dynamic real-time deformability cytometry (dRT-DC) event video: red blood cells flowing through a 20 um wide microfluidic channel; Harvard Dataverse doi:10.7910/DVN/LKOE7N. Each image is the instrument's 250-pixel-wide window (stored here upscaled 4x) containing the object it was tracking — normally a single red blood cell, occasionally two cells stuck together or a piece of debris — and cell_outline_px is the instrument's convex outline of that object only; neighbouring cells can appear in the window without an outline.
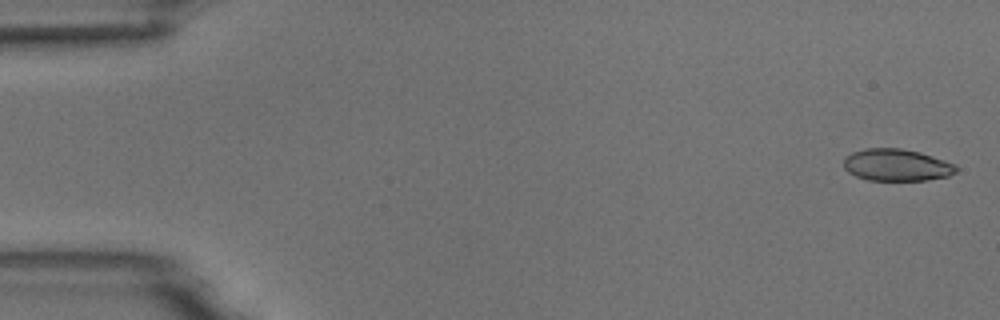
{"species": "common noctule bat (a hibernating species)", "species_latin": "Nyctalus noctula", "temperature_condition": "room temperature", "stored_images_in_passage": 5, "camera_frame_rate_fps": 3000, "um_per_image_px": 0.085, "animal": {"sex": "male", "body_mass_g": 18.8}, "frame": {"image": 1, "passage_image": 1, "time_ms": 0.0, "image_size_px": [1000, 320], "cell_outline_px": [[960, 168], [956, 172], [948, 176], [928, 180], [868, 180], [856, 176], [848, 172], [844, 168], [844, 160], [852, 152], [868, 148], [900, 148], [920, 152], [956, 164]], "centroid_in_image_um": [76.25, 14.03], "position_along_channel_um": 8.8, "area_um2": 20.98}}
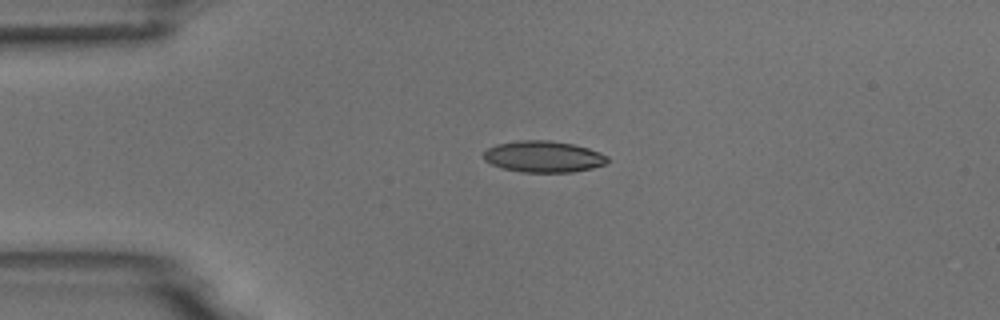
{"frame": {"image": 2, "passage_image": 4, "time_ms": 3.667, "image_size_px": [1000, 320], "cell_outline_px": [[608, 160], [604, 164], [592, 168], [572, 172], [520, 172], [500, 168], [484, 160], [484, 152], [488, 148], [496, 144], [520, 140], [548, 140], [572, 144], [588, 148], [600, 152], [608, 156]], "centroid_in_image_um": [46.18, 13.31], "position_along_channel_um": 38.8, "area_um2": 22.66}}